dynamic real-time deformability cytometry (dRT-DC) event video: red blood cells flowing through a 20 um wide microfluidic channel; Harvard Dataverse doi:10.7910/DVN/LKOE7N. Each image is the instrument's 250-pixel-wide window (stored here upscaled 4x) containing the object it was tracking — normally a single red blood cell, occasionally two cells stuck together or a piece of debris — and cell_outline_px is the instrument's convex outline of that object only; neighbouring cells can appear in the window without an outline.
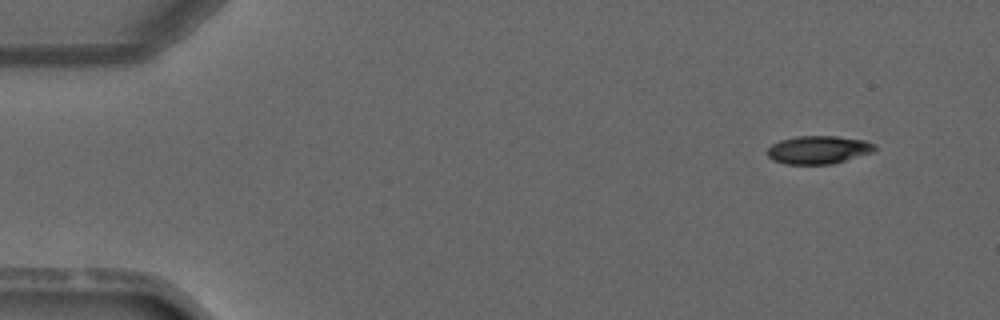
{"species": "common noctule bat (a hibernating species)", "species_latin": "Nyctalus noctula", "temperature_condition": "warm", "stored_images_in_passage": 4, "segment_of_instrument_passage": [1, 2], "camera_frame_rate_fps": 3000, "um_per_image_px": 0.085, "animal": {"sex": "male", "forearm_length_mm": 52.5}, "frame": {"image": 1, "passage_image": 1, "time_ms": 0.0, "image_size_px": [1000, 320], "cell_outline_px": [[876, 148], [872, 152], [832, 164], [784, 164], [772, 160], [768, 156], [768, 148], [772, 144], [780, 140], [796, 136], [836, 136], [864, 140], [876, 144]], "centroid_in_image_um": [69.55, 12.73], "position_along_channel_um": 15.5, "area_um2": 17.57}}